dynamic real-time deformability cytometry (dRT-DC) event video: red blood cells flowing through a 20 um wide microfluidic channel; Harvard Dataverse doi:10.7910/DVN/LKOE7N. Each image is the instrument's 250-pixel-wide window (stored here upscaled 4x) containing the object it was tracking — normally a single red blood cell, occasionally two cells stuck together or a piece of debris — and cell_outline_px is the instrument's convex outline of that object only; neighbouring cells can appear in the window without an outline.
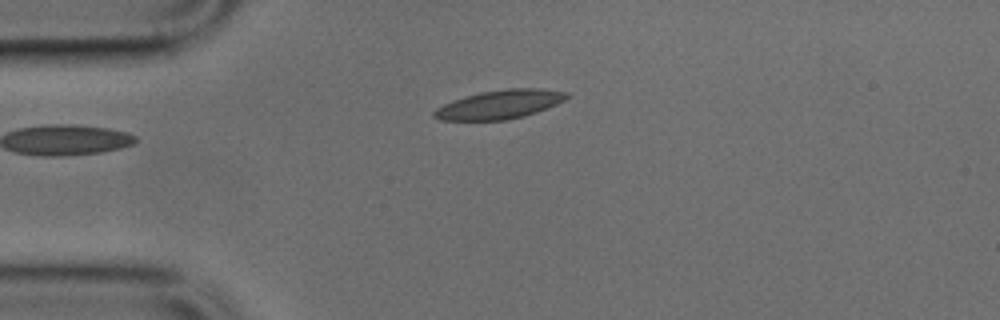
{"species": "common noctule bat (a hibernating species)", "species_latin": "Nyctalus noctula", "temperature_condition": "cold", "stored_images_in_passage": 39, "camera_frame_rate_fps": 3000, "um_per_image_px": 0.085, "animal": {"sex": "male", "body_mass_g": 17.9, "forearm_length_mm": 54.2}, "frame": {"image": 1, "passage_image": 1, "time_ms": 0.0, "image_size_px": [1000, 320], "cell_outline_px": [[572, 96], [548, 108], [524, 116], [504, 120], [440, 120], [432, 116], [432, 112], [436, 108], [452, 100], [464, 96], [480, 92], [508, 88], [540, 88], [568, 92]], "centroid_in_image_um": [42.48, 8.87], "position_along_channel_um": 42.5, "area_um2": 22.43}}
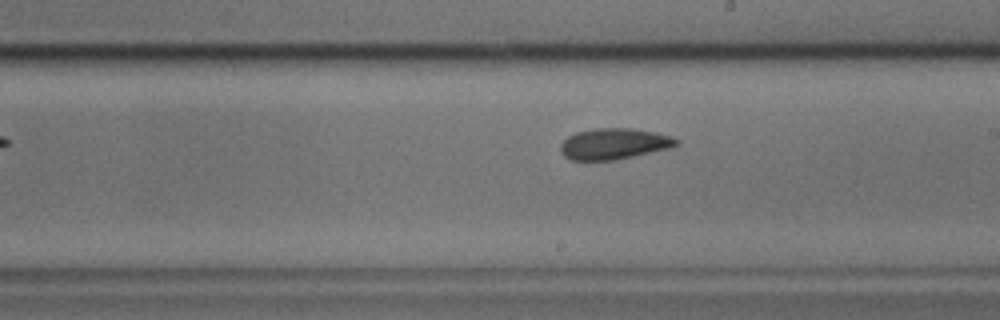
{"frame": {"image": 2, "passage_image": 17, "time_ms": 5.333, "image_size_px": [1000, 320], "cell_outline_px": [[680, 144], [668, 148], [632, 156], [612, 160], [572, 160], [564, 156], [560, 152], [560, 144], [568, 136], [576, 132], [592, 128], [632, 128], [656, 132], [680, 140]], "centroid_in_image_um": [52.15, 12.21], "position_along_channel_um": 236.8, "area_um2": 20.87}}
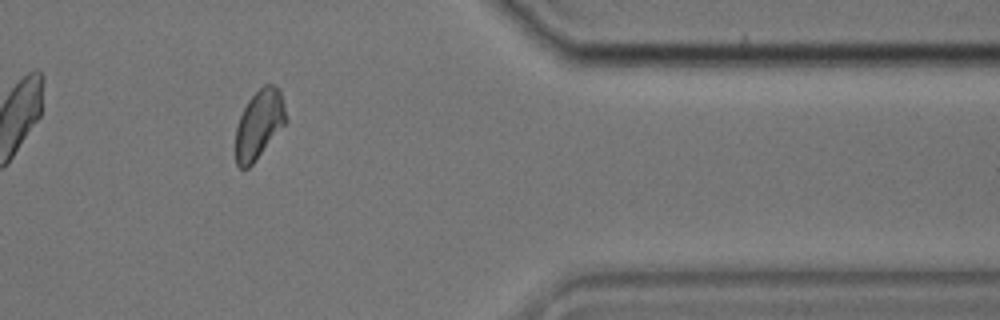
{"frame": {"image": 3, "passage_image": 30, "time_ms": 9.667, "image_size_px": [1000, 320], "cell_outline_px": [[288, 120], [252, 164], [248, 168], [240, 168], [236, 164], [236, 128], [240, 116], [248, 100], [264, 84], [272, 84], [280, 88]], "centroid_in_image_um": [22.04, 10.54], "position_along_channel_um": 389.4, "area_um2": 20.0}}